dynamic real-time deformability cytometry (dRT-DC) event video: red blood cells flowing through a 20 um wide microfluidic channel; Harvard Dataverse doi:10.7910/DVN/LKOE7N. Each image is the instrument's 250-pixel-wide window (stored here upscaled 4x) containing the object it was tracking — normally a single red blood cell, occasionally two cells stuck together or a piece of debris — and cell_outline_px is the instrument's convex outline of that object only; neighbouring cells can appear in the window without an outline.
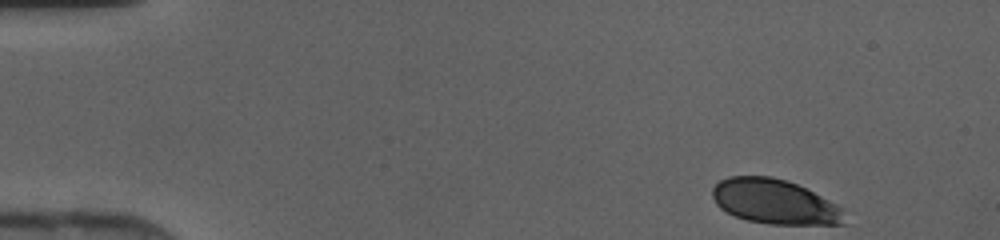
{"species": "human", "species_latin": "Homo sapiens", "temperature_condition": "cold", "stored_images_in_passage": 42, "camera_frame_rate_fps": 3000, "um_per_image_px": 0.085, "donor": {"sex": "female"}, "frame": {"image": 1, "passage_image": 1, "time_ms": 0.0, "image_size_px": [1000, 240], "cell_outline_px": [[848, 224], [768, 224], [748, 220], [736, 216], [720, 208], [716, 204], [712, 196], [712, 188], [720, 180], [728, 176], [772, 176], [796, 184], [844, 208]], "centroid_in_image_um": [65.86, 17.15], "position_along_channel_um": 19.1, "area_um2": 34.39}}
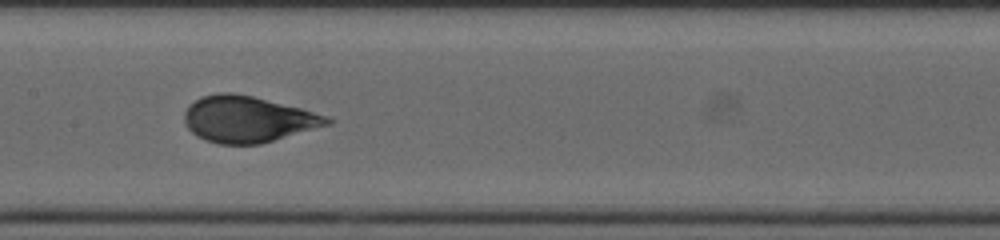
{"frame": {"image": 2, "passage_image": 20, "time_ms": 6.333, "image_size_px": [1000, 240], "cell_outline_px": [[332, 124], [260, 144], [220, 144], [204, 140], [196, 136], [188, 128], [184, 120], [184, 112], [188, 104], [200, 96], [216, 92], [232, 92], [252, 96], [300, 108], [328, 116], [332, 120]], "centroid_in_image_um": [21.03, 10.13], "position_along_channel_um": 186.4, "area_um2": 38.61}}
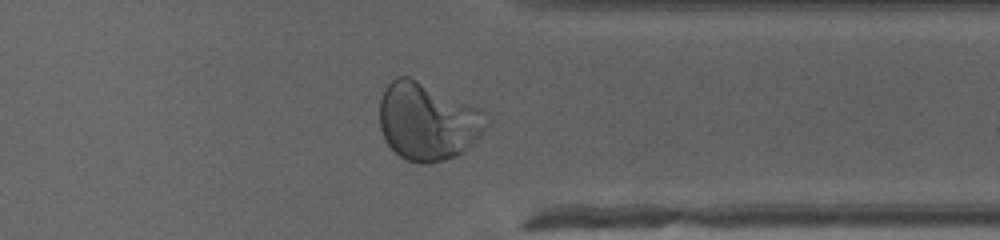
{"frame": {"image": 3, "passage_image": 33, "time_ms": 10.667, "image_size_px": [1000, 240], "cell_outline_px": [[488, 124], [480, 136], [456, 156], [444, 160], [428, 164], [420, 164], [408, 160], [400, 156], [384, 140], [380, 128], [380, 100], [388, 84], [396, 76], [408, 76], [476, 108], [484, 112]], "centroid_in_image_um": [36.3, 10.35], "position_along_channel_um": 375.1, "area_um2": 47.4}}